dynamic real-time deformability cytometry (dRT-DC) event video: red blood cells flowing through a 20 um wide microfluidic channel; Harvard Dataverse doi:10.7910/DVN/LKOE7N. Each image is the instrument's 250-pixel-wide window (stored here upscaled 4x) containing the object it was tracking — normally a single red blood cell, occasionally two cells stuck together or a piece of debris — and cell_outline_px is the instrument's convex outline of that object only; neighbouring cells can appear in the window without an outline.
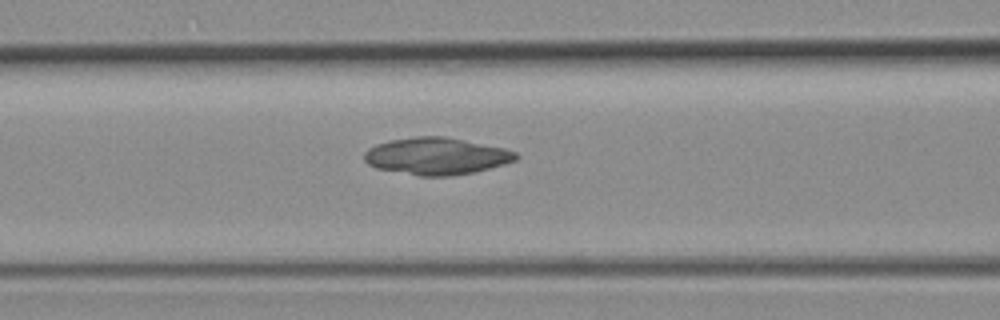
{"species": "common noctule bat (a hibernating species)", "species_latin": "Nyctalus noctula", "temperature_condition": "room temperature", "stored_images_in_passage": 52, "camera_frame_rate_fps": 3000, "um_per_image_px": 0.085, "animal": {"sex": "female", "body_mass_g": 19.3, "forearm_length_mm": 54.1}, "frame": {"image": 1, "passage_image": 21, "time_ms": 6.667, "image_size_px": [1000, 320], "cell_outline_px": [[520, 156], [516, 160], [504, 164], [476, 172], [452, 176], [420, 176], [376, 168], [368, 164], [364, 160], [364, 152], [368, 148], [376, 144], [388, 140], [416, 136], [444, 136], [504, 148], [516, 152]], "centroid_in_image_um": [37.09, 13.27], "position_along_channel_um": 129.5, "area_um2": 32.89}}
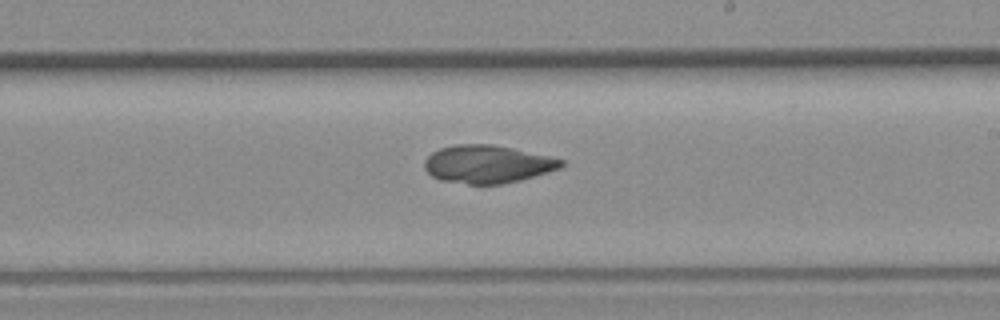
{"frame": {"image": 2, "passage_image": 30, "time_ms": 9.667, "image_size_px": [1000, 320], "cell_outline_px": [[564, 164], [560, 168], [548, 172], [520, 180], [504, 184], [468, 184], [440, 180], [432, 176], [424, 168], [424, 160], [432, 152], [440, 148], [456, 144], [492, 144], [552, 156], [564, 160]], "centroid_in_image_um": [41.44, 13.95], "position_along_channel_um": 247.6, "area_um2": 30.35}}
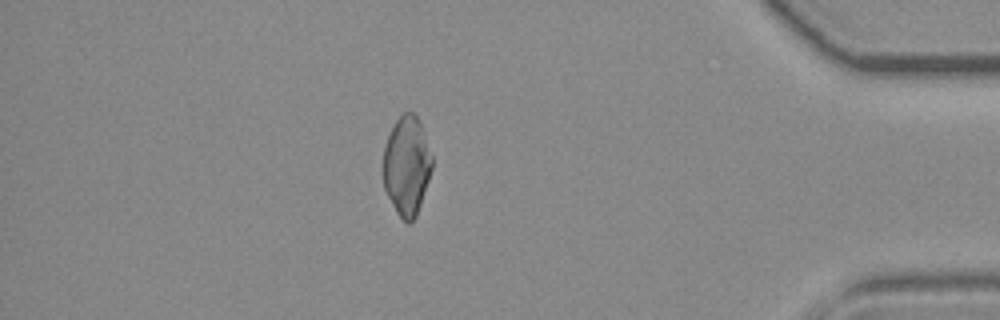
{"frame": {"image": 3, "passage_image": 45, "time_ms": 14.667, "image_size_px": [1000, 320], "cell_outline_px": [[432, 168], [416, 216], [408, 224], [396, 212], [384, 188], [384, 148], [388, 136], [396, 120], [404, 112], [412, 112], [416, 116], [420, 124], [432, 156]], "centroid_in_image_um": [34.57, 14.09], "position_along_channel_um": 400.6, "area_um2": 27.57}}